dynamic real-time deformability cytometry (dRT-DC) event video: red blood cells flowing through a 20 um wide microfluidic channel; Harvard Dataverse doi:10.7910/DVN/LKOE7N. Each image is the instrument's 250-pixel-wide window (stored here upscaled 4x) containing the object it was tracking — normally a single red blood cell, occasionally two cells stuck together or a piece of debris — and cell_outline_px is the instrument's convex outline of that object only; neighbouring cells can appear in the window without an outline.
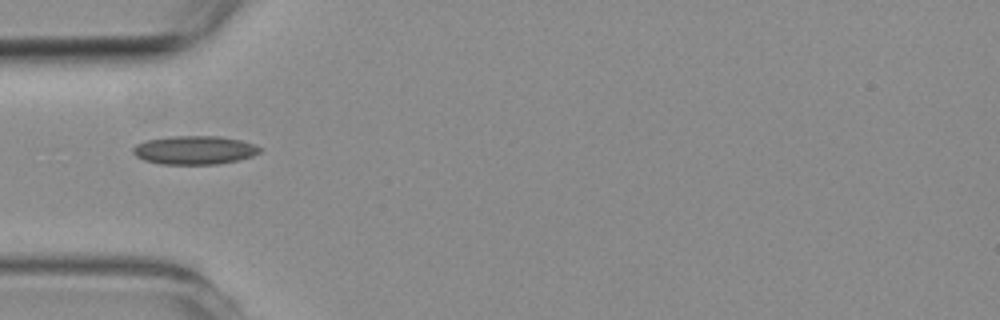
{"species": "common noctule bat (a hibernating species)", "species_latin": "Nyctalus noctula", "temperature_condition": "room temperature", "stored_images_in_passage": 1, "camera_frame_rate_fps": 3000, "um_per_image_px": 0.085, "animal": {"sex": "female", "body_mass_g": 19.3, "forearm_length_mm": 54.1}, "frame": {"image": 1, "passage_image": 1, "time_ms": 0.0, "image_size_px": [1000, 320], "cell_outline_px": [[264, 148], [260, 152], [252, 156], [220, 164], [160, 164], [144, 160], [136, 156], [132, 152], [132, 148], [136, 144], [144, 140], [172, 136], [220, 136], [240, 140]], "centroid_in_image_um": [16.51, 12.75], "position_along_channel_um": 68.5, "area_um2": 21.21}}